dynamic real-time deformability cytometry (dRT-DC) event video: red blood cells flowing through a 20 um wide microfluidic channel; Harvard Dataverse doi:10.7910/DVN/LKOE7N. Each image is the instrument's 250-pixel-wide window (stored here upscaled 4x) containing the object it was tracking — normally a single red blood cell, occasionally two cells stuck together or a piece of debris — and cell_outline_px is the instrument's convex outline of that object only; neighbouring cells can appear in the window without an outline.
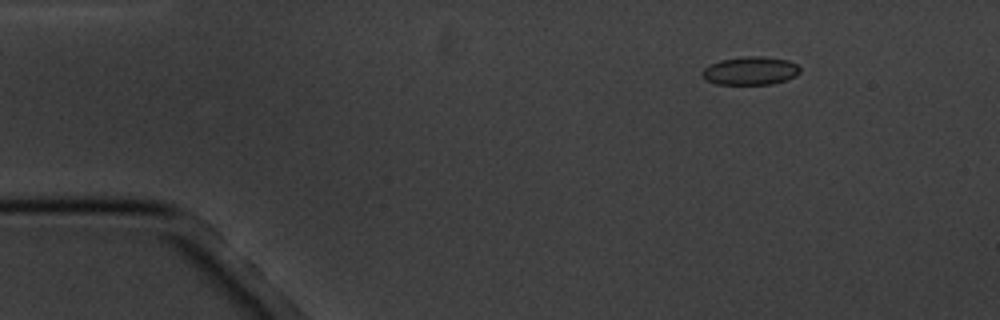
{"species": "common noctule bat (a hibernating species)", "species_latin": "Nyctalus noctula", "temperature_condition": "cold", "stored_images_in_passage": 4, "camera_frame_rate_fps": 3000, "um_per_image_px": 0.085, "animal": {"sex": "male", "body_mass_g": 20.1, "forearm_length_mm": 53.5}, "frame": {"image": 1, "passage_image": 2, "time_ms": 1.0, "image_size_px": [1000, 320], "cell_outline_px": [[800, 72], [796, 76], [772, 84], [716, 84], [708, 80], [700, 72], [704, 68], [720, 60], [744, 56], [764, 56], [788, 60], [796, 64], [800, 68]], "centroid_in_image_um": [63.8, 6.01], "position_along_channel_um": 21.2, "area_um2": 16.01}}
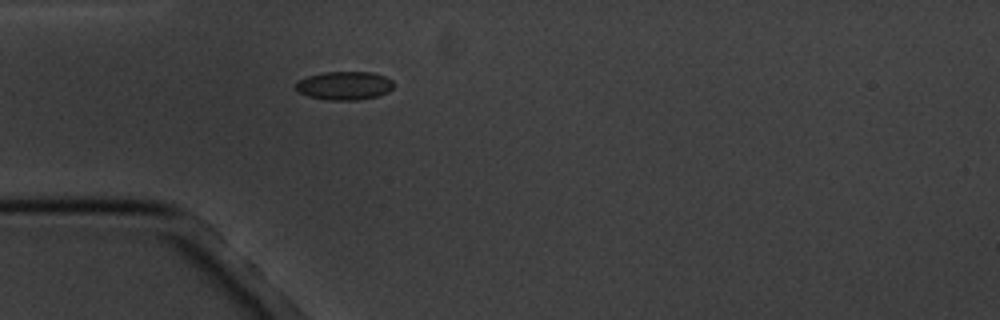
{"frame": {"image": 2, "passage_image": 4, "time_ms": 4.0, "image_size_px": [1000, 320], "cell_outline_px": [[396, 84], [388, 92], [376, 96], [356, 100], [328, 100], [308, 96], [296, 92], [296, 84], [300, 80], [308, 76], [324, 72], [372, 72], [384, 76], [392, 80]], "centroid_in_image_um": [29.28, 7.28], "position_along_channel_um": 55.7, "area_um2": 16.24}}